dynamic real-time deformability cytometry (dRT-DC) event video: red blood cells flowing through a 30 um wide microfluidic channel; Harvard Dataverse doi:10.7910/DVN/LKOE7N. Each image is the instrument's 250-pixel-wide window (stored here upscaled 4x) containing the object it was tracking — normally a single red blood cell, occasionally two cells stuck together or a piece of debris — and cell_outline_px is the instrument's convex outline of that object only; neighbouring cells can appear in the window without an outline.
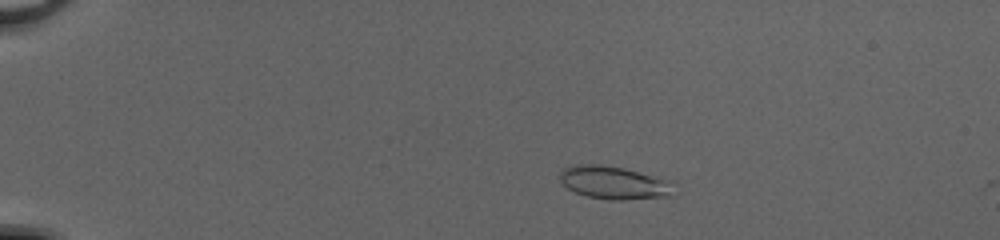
{"species": "common noctule bat (a hibernating species)", "species_latin": "Nyctalus noctula", "temperature_condition": "cold", "stored_images_in_passage": 10, "camera_frame_rate_fps": 3000, "um_per_image_px": 0.085, "animal": {"sex": "female", "body_mass_g": 20.0, "forearm_length_mm": 54.0}, "frame": {"image": 1, "passage_image": 9, "time_ms": 2.667, "image_size_px": [1000, 240], "cell_outline_px": [[676, 180], [668, 196], [624, 200], [608, 200], [588, 196], [576, 192], [568, 188], [560, 180], [560, 172], [564, 168], [576, 164], [600, 164], [624, 168]], "centroid_in_image_um": [52.23, 15.51], "position_along_channel_um": 32.8, "area_um2": 22.08}}